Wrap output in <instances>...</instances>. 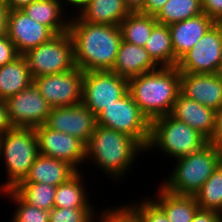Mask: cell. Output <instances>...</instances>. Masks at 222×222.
Wrapping results in <instances>:
<instances>
[{"label":"cell","mask_w":222,"mask_h":222,"mask_svg":"<svg viewBox=\"0 0 222 222\" xmlns=\"http://www.w3.org/2000/svg\"><path fill=\"white\" fill-rule=\"evenodd\" d=\"M192 222H222V213L214 210L199 209Z\"/></svg>","instance_id":"cell-38"},{"label":"cell","mask_w":222,"mask_h":222,"mask_svg":"<svg viewBox=\"0 0 222 222\" xmlns=\"http://www.w3.org/2000/svg\"><path fill=\"white\" fill-rule=\"evenodd\" d=\"M13 127L5 100H0V136L4 135Z\"/></svg>","instance_id":"cell-39"},{"label":"cell","mask_w":222,"mask_h":222,"mask_svg":"<svg viewBox=\"0 0 222 222\" xmlns=\"http://www.w3.org/2000/svg\"><path fill=\"white\" fill-rule=\"evenodd\" d=\"M102 212L99 219L96 218L98 222H141L138 213L128 204L113 209L107 208Z\"/></svg>","instance_id":"cell-34"},{"label":"cell","mask_w":222,"mask_h":222,"mask_svg":"<svg viewBox=\"0 0 222 222\" xmlns=\"http://www.w3.org/2000/svg\"><path fill=\"white\" fill-rule=\"evenodd\" d=\"M32 84L33 77L23 55L0 67V100H6Z\"/></svg>","instance_id":"cell-23"},{"label":"cell","mask_w":222,"mask_h":222,"mask_svg":"<svg viewBox=\"0 0 222 222\" xmlns=\"http://www.w3.org/2000/svg\"><path fill=\"white\" fill-rule=\"evenodd\" d=\"M128 92V80L111 71L84 72L82 104L96 116Z\"/></svg>","instance_id":"cell-9"},{"label":"cell","mask_w":222,"mask_h":222,"mask_svg":"<svg viewBox=\"0 0 222 222\" xmlns=\"http://www.w3.org/2000/svg\"><path fill=\"white\" fill-rule=\"evenodd\" d=\"M96 117L97 125L125 133L147 148L151 122L141 112L129 91L113 104L106 106Z\"/></svg>","instance_id":"cell-8"},{"label":"cell","mask_w":222,"mask_h":222,"mask_svg":"<svg viewBox=\"0 0 222 222\" xmlns=\"http://www.w3.org/2000/svg\"><path fill=\"white\" fill-rule=\"evenodd\" d=\"M222 64V23H215L177 63L180 73H218Z\"/></svg>","instance_id":"cell-10"},{"label":"cell","mask_w":222,"mask_h":222,"mask_svg":"<svg viewBox=\"0 0 222 222\" xmlns=\"http://www.w3.org/2000/svg\"><path fill=\"white\" fill-rule=\"evenodd\" d=\"M158 68L144 47L122 40L111 72L129 80Z\"/></svg>","instance_id":"cell-19"},{"label":"cell","mask_w":222,"mask_h":222,"mask_svg":"<svg viewBox=\"0 0 222 222\" xmlns=\"http://www.w3.org/2000/svg\"><path fill=\"white\" fill-rule=\"evenodd\" d=\"M194 197L201 210H214L222 213V163L194 194Z\"/></svg>","instance_id":"cell-30"},{"label":"cell","mask_w":222,"mask_h":222,"mask_svg":"<svg viewBox=\"0 0 222 222\" xmlns=\"http://www.w3.org/2000/svg\"><path fill=\"white\" fill-rule=\"evenodd\" d=\"M77 15L85 22L117 26L131 12L123 0H88Z\"/></svg>","instance_id":"cell-21"},{"label":"cell","mask_w":222,"mask_h":222,"mask_svg":"<svg viewBox=\"0 0 222 222\" xmlns=\"http://www.w3.org/2000/svg\"><path fill=\"white\" fill-rule=\"evenodd\" d=\"M208 143L222 150V107L216 111L215 129Z\"/></svg>","instance_id":"cell-37"},{"label":"cell","mask_w":222,"mask_h":222,"mask_svg":"<svg viewBox=\"0 0 222 222\" xmlns=\"http://www.w3.org/2000/svg\"><path fill=\"white\" fill-rule=\"evenodd\" d=\"M123 1L130 12L143 13V6L145 0H123Z\"/></svg>","instance_id":"cell-42"},{"label":"cell","mask_w":222,"mask_h":222,"mask_svg":"<svg viewBox=\"0 0 222 222\" xmlns=\"http://www.w3.org/2000/svg\"><path fill=\"white\" fill-rule=\"evenodd\" d=\"M84 72L72 70L44 75L33 79V84L52 108L79 105L82 103Z\"/></svg>","instance_id":"cell-11"},{"label":"cell","mask_w":222,"mask_h":222,"mask_svg":"<svg viewBox=\"0 0 222 222\" xmlns=\"http://www.w3.org/2000/svg\"><path fill=\"white\" fill-rule=\"evenodd\" d=\"M140 151L146 149L133 137L96 125L85 146V161H93L101 172L117 181L131 169Z\"/></svg>","instance_id":"cell-3"},{"label":"cell","mask_w":222,"mask_h":222,"mask_svg":"<svg viewBox=\"0 0 222 222\" xmlns=\"http://www.w3.org/2000/svg\"><path fill=\"white\" fill-rule=\"evenodd\" d=\"M170 115L198 130L208 140L213 135L216 111L185 97L181 93L178 94Z\"/></svg>","instance_id":"cell-18"},{"label":"cell","mask_w":222,"mask_h":222,"mask_svg":"<svg viewBox=\"0 0 222 222\" xmlns=\"http://www.w3.org/2000/svg\"><path fill=\"white\" fill-rule=\"evenodd\" d=\"M202 11L216 23H222V0H202Z\"/></svg>","instance_id":"cell-36"},{"label":"cell","mask_w":222,"mask_h":222,"mask_svg":"<svg viewBox=\"0 0 222 222\" xmlns=\"http://www.w3.org/2000/svg\"><path fill=\"white\" fill-rule=\"evenodd\" d=\"M69 18L76 67L83 72L111 71L122 42L119 25L88 23L76 13Z\"/></svg>","instance_id":"cell-1"},{"label":"cell","mask_w":222,"mask_h":222,"mask_svg":"<svg viewBox=\"0 0 222 222\" xmlns=\"http://www.w3.org/2000/svg\"><path fill=\"white\" fill-rule=\"evenodd\" d=\"M130 206L138 213L141 222H169L164 210L150 198Z\"/></svg>","instance_id":"cell-33"},{"label":"cell","mask_w":222,"mask_h":222,"mask_svg":"<svg viewBox=\"0 0 222 222\" xmlns=\"http://www.w3.org/2000/svg\"><path fill=\"white\" fill-rule=\"evenodd\" d=\"M203 13L202 0H168L155 16L158 23L171 25Z\"/></svg>","instance_id":"cell-28"},{"label":"cell","mask_w":222,"mask_h":222,"mask_svg":"<svg viewBox=\"0 0 222 222\" xmlns=\"http://www.w3.org/2000/svg\"><path fill=\"white\" fill-rule=\"evenodd\" d=\"M81 171L79 170L69 180L56 187L54 197V207L58 208H94L90 204L88 194L82 180ZM83 182V183H82Z\"/></svg>","instance_id":"cell-26"},{"label":"cell","mask_w":222,"mask_h":222,"mask_svg":"<svg viewBox=\"0 0 222 222\" xmlns=\"http://www.w3.org/2000/svg\"><path fill=\"white\" fill-rule=\"evenodd\" d=\"M8 10H21L24 6L29 5L36 0H5Z\"/></svg>","instance_id":"cell-43"},{"label":"cell","mask_w":222,"mask_h":222,"mask_svg":"<svg viewBox=\"0 0 222 222\" xmlns=\"http://www.w3.org/2000/svg\"><path fill=\"white\" fill-rule=\"evenodd\" d=\"M18 53L14 43L6 35L0 37V67L18 58Z\"/></svg>","instance_id":"cell-35"},{"label":"cell","mask_w":222,"mask_h":222,"mask_svg":"<svg viewBox=\"0 0 222 222\" xmlns=\"http://www.w3.org/2000/svg\"><path fill=\"white\" fill-rule=\"evenodd\" d=\"M13 127L35 128L45 123L52 107L34 84L5 100Z\"/></svg>","instance_id":"cell-12"},{"label":"cell","mask_w":222,"mask_h":222,"mask_svg":"<svg viewBox=\"0 0 222 222\" xmlns=\"http://www.w3.org/2000/svg\"><path fill=\"white\" fill-rule=\"evenodd\" d=\"M23 56L33 79L63 73L76 67L74 45L69 32L54 36L50 41L30 49Z\"/></svg>","instance_id":"cell-7"},{"label":"cell","mask_w":222,"mask_h":222,"mask_svg":"<svg viewBox=\"0 0 222 222\" xmlns=\"http://www.w3.org/2000/svg\"><path fill=\"white\" fill-rule=\"evenodd\" d=\"M13 190L31 206L47 211L54 208L56 186L45 183L20 182Z\"/></svg>","instance_id":"cell-29"},{"label":"cell","mask_w":222,"mask_h":222,"mask_svg":"<svg viewBox=\"0 0 222 222\" xmlns=\"http://www.w3.org/2000/svg\"><path fill=\"white\" fill-rule=\"evenodd\" d=\"M17 205L12 222H49V211L38 209L26 203L13 189L2 191Z\"/></svg>","instance_id":"cell-31"},{"label":"cell","mask_w":222,"mask_h":222,"mask_svg":"<svg viewBox=\"0 0 222 222\" xmlns=\"http://www.w3.org/2000/svg\"><path fill=\"white\" fill-rule=\"evenodd\" d=\"M38 155L34 128L12 127L0 136V160H4L7 171L6 182L1 185L0 191L14 189L22 182Z\"/></svg>","instance_id":"cell-5"},{"label":"cell","mask_w":222,"mask_h":222,"mask_svg":"<svg viewBox=\"0 0 222 222\" xmlns=\"http://www.w3.org/2000/svg\"><path fill=\"white\" fill-rule=\"evenodd\" d=\"M215 23L203 12L198 16L169 25L175 66L178 60L191 50Z\"/></svg>","instance_id":"cell-17"},{"label":"cell","mask_w":222,"mask_h":222,"mask_svg":"<svg viewBox=\"0 0 222 222\" xmlns=\"http://www.w3.org/2000/svg\"><path fill=\"white\" fill-rule=\"evenodd\" d=\"M180 93L218 111L222 107V77L218 73H180Z\"/></svg>","instance_id":"cell-16"},{"label":"cell","mask_w":222,"mask_h":222,"mask_svg":"<svg viewBox=\"0 0 222 222\" xmlns=\"http://www.w3.org/2000/svg\"><path fill=\"white\" fill-rule=\"evenodd\" d=\"M176 161L175 169L161 187L177 195H194L222 162V150L208 143Z\"/></svg>","instance_id":"cell-4"},{"label":"cell","mask_w":222,"mask_h":222,"mask_svg":"<svg viewBox=\"0 0 222 222\" xmlns=\"http://www.w3.org/2000/svg\"><path fill=\"white\" fill-rule=\"evenodd\" d=\"M208 144V139L188 124L164 115L153 119L150 127V139L146 152L153 147L160 149L175 159L199 151Z\"/></svg>","instance_id":"cell-6"},{"label":"cell","mask_w":222,"mask_h":222,"mask_svg":"<svg viewBox=\"0 0 222 222\" xmlns=\"http://www.w3.org/2000/svg\"><path fill=\"white\" fill-rule=\"evenodd\" d=\"M144 48L159 67H175V55L168 25L157 22Z\"/></svg>","instance_id":"cell-25"},{"label":"cell","mask_w":222,"mask_h":222,"mask_svg":"<svg viewBox=\"0 0 222 222\" xmlns=\"http://www.w3.org/2000/svg\"><path fill=\"white\" fill-rule=\"evenodd\" d=\"M39 154L78 166L85 161L86 144L77 137L52 130L44 124L34 128Z\"/></svg>","instance_id":"cell-13"},{"label":"cell","mask_w":222,"mask_h":222,"mask_svg":"<svg viewBox=\"0 0 222 222\" xmlns=\"http://www.w3.org/2000/svg\"><path fill=\"white\" fill-rule=\"evenodd\" d=\"M78 171L66 161L39 154L22 182L45 183L57 187Z\"/></svg>","instance_id":"cell-20"},{"label":"cell","mask_w":222,"mask_h":222,"mask_svg":"<svg viewBox=\"0 0 222 222\" xmlns=\"http://www.w3.org/2000/svg\"><path fill=\"white\" fill-rule=\"evenodd\" d=\"M159 187L154 201L164 210L169 222H192L200 209L194 195H177Z\"/></svg>","instance_id":"cell-24"},{"label":"cell","mask_w":222,"mask_h":222,"mask_svg":"<svg viewBox=\"0 0 222 222\" xmlns=\"http://www.w3.org/2000/svg\"><path fill=\"white\" fill-rule=\"evenodd\" d=\"M168 0H145L143 13L156 16Z\"/></svg>","instance_id":"cell-40"},{"label":"cell","mask_w":222,"mask_h":222,"mask_svg":"<svg viewBox=\"0 0 222 222\" xmlns=\"http://www.w3.org/2000/svg\"><path fill=\"white\" fill-rule=\"evenodd\" d=\"M8 8L5 0H0V37L7 34Z\"/></svg>","instance_id":"cell-41"},{"label":"cell","mask_w":222,"mask_h":222,"mask_svg":"<svg viewBox=\"0 0 222 222\" xmlns=\"http://www.w3.org/2000/svg\"><path fill=\"white\" fill-rule=\"evenodd\" d=\"M94 211V208L54 207L49 211V222H94Z\"/></svg>","instance_id":"cell-32"},{"label":"cell","mask_w":222,"mask_h":222,"mask_svg":"<svg viewBox=\"0 0 222 222\" xmlns=\"http://www.w3.org/2000/svg\"><path fill=\"white\" fill-rule=\"evenodd\" d=\"M44 125L52 130L77 137L86 144L97 125V117L81 103L52 108Z\"/></svg>","instance_id":"cell-14"},{"label":"cell","mask_w":222,"mask_h":222,"mask_svg":"<svg viewBox=\"0 0 222 222\" xmlns=\"http://www.w3.org/2000/svg\"><path fill=\"white\" fill-rule=\"evenodd\" d=\"M7 36L14 43L18 53L24 55L30 49L50 41L56 34L50 28L31 19L22 10H9Z\"/></svg>","instance_id":"cell-15"},{"label":"cell","mask_w":222,"mask_h":222,"mask_svg":"<svg viewBox=\"0 0 222 222\" xmlns=\"http://www.w3.org/2000/svg\"><path fill=\"white\" fill-rule=\"evenodd\" d=\"M156 23L155 16L131 12L119 24L121 38L130 44L144 47Z\"/></svg>","instance_id":"cell-27"},{"label":"cell","mask_w":222,"mask_h":222,"mask_svg":"<svg viewBox=\"0 0 222 222\" xmlns=\"http://www.w3.org/2000/svg\"><path fill=\"white\" fill-rule=\"evenodd\" d=\"M62 7L60 0H36L21 10L31 19L45 25L58 35L68 32L70 25V19L63 16Z\"/></svg>","instance_id":"cell-22"},{"label":"cell","mask_w":222,"mask_h":222,"mask_svg":"<svg viewBox=\"0 0 222 222\" xmlns=\"http://www.w3.org/2000/svg\"><path fill=\"white\" fill-rule=\"evenodd\" d=\"M128 91L151 122L171 114L180 93V72L176 66L159 67L129 79Z\"/></svg>","instance_id":"cell-2"},{"label":"cell","mask_w":222,"mask_h":222,"mask_svg":"<svg viewBox=\"0 0 222 222\" xmlns=\"http://www.w3.org/2000/svg\"><path fill=\"white\" fill-rule=\"evenodd\" d=\"M218 75H219L220 77H222V64H221V67H220V69H219V71H218Z\"/></svg>","instance_id":"cell-45"},{"label":"cell","mask_w":222,"mask_h":222,"mask_svg":"<svg viewBox=\"0 0 222 222\" xmlns=\"http://www.w3.org/2000/svg\"><path fill=\"white\" fill-rule=\"evenodd\" d=\"M64 2L70 4V6L73 5V8L77 7L76 10L79 8H81L88 0H63ZM62 0H60V2L62 3L63 2ZM72 4V5H71Z\"/></svg>","instance_id":"cell-44"}]
</instances>
